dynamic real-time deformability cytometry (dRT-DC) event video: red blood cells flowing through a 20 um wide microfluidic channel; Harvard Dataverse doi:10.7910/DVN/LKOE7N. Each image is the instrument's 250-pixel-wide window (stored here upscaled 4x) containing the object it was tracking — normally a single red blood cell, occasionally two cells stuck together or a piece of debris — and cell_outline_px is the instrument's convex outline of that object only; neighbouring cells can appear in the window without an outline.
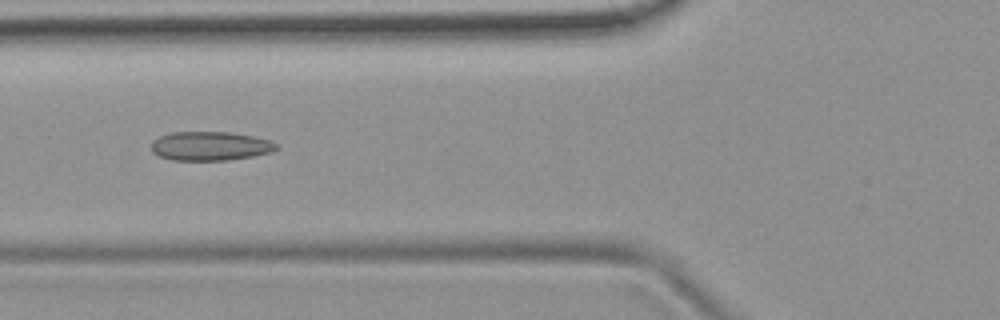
{"species": "common noctule bat (a hibernating species)", "species_latin": "Nyctalus noctula", "temperature_condition": "room temperature", "stored_images_in_passage": 4, "camera_frame_rate_fps": 3000, "um_per_image_px": 0.085, "animal": {"sex": "female", "body_mass_g": 19.9}, "frame": {"image": 1, "passage_image": 4, "time_ms": 3.667, "image_size_px": [1000, 320], "cell_outline_px": [[280, 148], [272, 152], [252, 156], [228, 160], [172, 160], [160, 156], [152, 152], [152, 140], [160, 136], [172, 132], [232, 132], [252, 136], [268, 140], [276, 144]], "centroid_in_image_um": [17.87, 12.41], "position_along_channel_um": 107.9, "area_um2": 21.1}}